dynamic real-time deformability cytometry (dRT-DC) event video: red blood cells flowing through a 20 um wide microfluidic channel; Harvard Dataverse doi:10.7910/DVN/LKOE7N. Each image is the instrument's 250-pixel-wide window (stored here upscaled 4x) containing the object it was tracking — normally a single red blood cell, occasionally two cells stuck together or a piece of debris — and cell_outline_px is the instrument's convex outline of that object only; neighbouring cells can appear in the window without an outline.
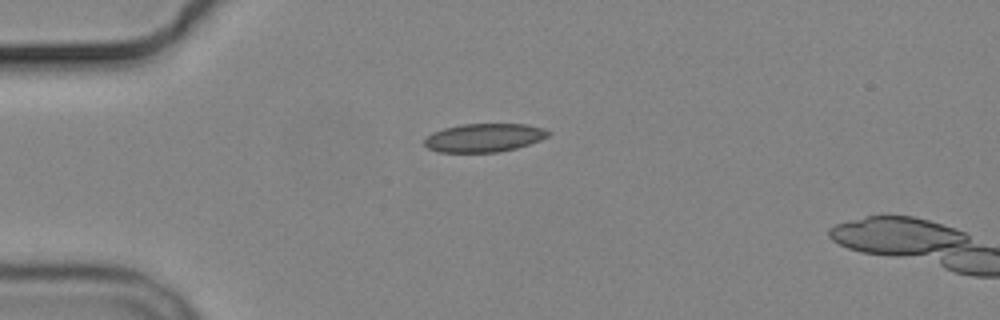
{"species": "common noctule bat (a hibernating species)", "species_latin": "Nyctalus noctula", "temperature_condition": "cold", "stored_images_in_passage": 2, "camera_frame_rate_fps": 3000, "um_per_image_px": 0.085, "animal": {"sex": "male", "body_mass_g": 19.2, "forearm_length_mm": 51.8}, "frame": {"image": 1, "passage_image": 1, "time_ms": 0.0, "image_size_px": [1000, 320], "cell_outline_px": [[552, 132], [548, 136], [540, 140], [516, 148], [500, 152], [440, 152], [428, 148], [424, 144], [424, 140], [432, 132], [444, 128], [460, 124], [528, 124], [544, 128]], "centroid_in_image_um": [41.17, 11.7], "position_along_channel_um": 43.8, "area_um2": 20.58}}